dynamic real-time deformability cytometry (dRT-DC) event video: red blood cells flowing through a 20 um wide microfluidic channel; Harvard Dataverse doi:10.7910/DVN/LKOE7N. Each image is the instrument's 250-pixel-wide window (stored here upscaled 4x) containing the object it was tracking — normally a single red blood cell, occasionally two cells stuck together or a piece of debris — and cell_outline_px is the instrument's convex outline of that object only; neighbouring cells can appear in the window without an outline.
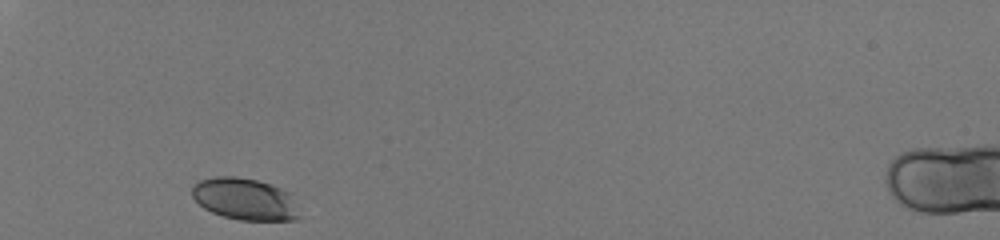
{"species": "human", "species_latin": "Homo sapiens", "temperature_condition": "room temperature", "stored_images_in_passage": 28, "camera_frame_rate_fps": 3000, "um_per_image_px": 0.085, "donor": {"sex": "male"}, "frame": {"image": 1, "passage_image": 1, "time_ms": 0.0, "image_size_px": [1000, 240], "cell_outline_px": [[300, 216], [296, 220], [240, 220], [224, 216], [212, 212], [204, 208], [192, 196], [192, 184], [200, 180], [212, 176], [236, 176], [256, 180], [292, 192]], "centroid_in_image_um": [20.82, 16.91], "position_along_channel_um": 64.2, "area_um2": 26.36}}
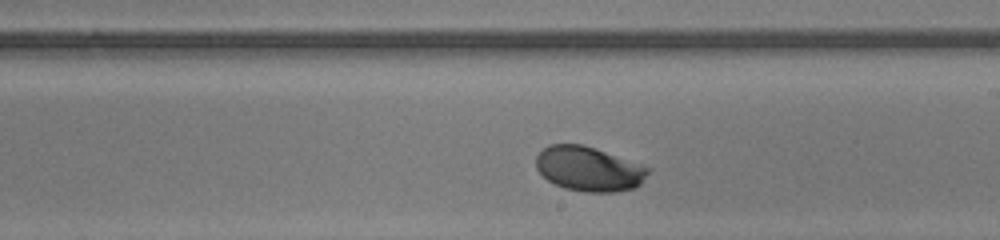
{"frame": {"image": 2, "passage_image": 16, "time_ms": 5.0, "image_size_px": [1000, 240], "cell_outline_px": [[652, 168], [640, 184], [636, 188], [616, 192], [584, 192], [564, 188], [548, 180], [536, 168], [536, 156], [548, 144], [584, 144]], "centroid_in_image_um": [50.06, 14.35], "position_along_channel_um": 238.9, "area_um2": 29.19}}
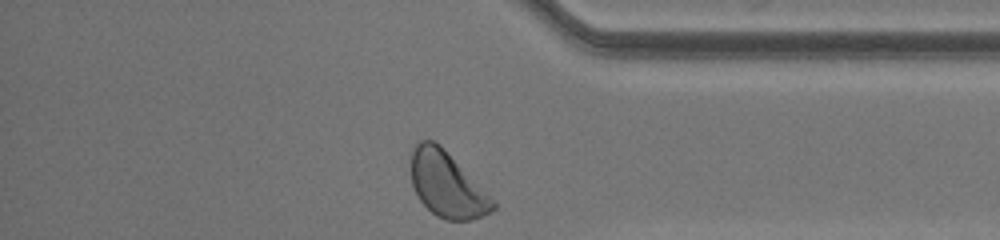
{"frame": {"image": 3, "passage_image": 28, "time_ms": 9.0, "image_size_px": [1000, 240], "cell_outline_px": [[496, 208], [480, 216], [468, 220], [448, 220], [436, 216], [420, 200], [412, 184], [412, 148], [420, 140], [432, 140], [440, 144], [444, 148], [496, 204]], "centroid_in_image_um": [37.95, 15.68], "position_along_channel_um": 397.3, "area_um2": 30.23}, "authors_computed_cell_mechanics": {"area_um2": 28.4665, "velocity_mm_per_s": 4.0429, "shape_relaxation_time_tau1_ms": 1.7136, "shape_relaxation_time_tau2_ms": null, "deformation_change_tau1": 0.0843, "deformation_change_tau2": null}}